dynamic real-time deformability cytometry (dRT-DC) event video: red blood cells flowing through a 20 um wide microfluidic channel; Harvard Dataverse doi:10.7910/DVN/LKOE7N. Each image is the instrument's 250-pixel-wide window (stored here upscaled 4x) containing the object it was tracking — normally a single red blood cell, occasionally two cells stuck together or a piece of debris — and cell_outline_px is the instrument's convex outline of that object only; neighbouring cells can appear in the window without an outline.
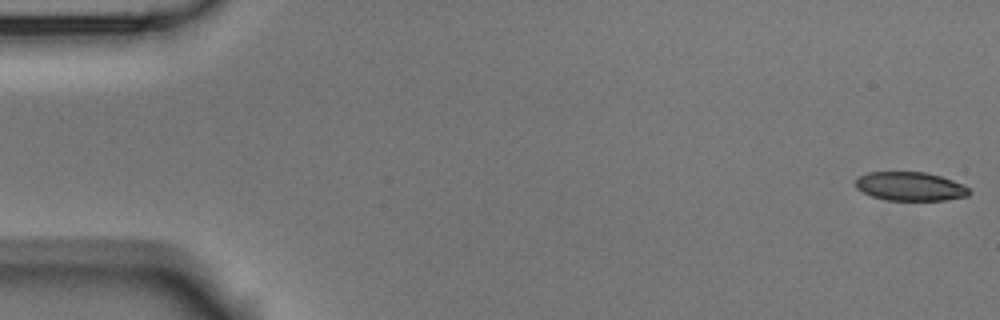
{"species": "Egyptian fruit bat (a non-hibernating species)", "species_latin": "Rousettus aegyptiacus", "temperature_condition": "room temperature", "stored_images_in_passage": 56, "camera_frame_rate_fps": 3000, "um_per_image_px": 0.085, "animal": {"sex": "male"}, "frame": {"image": 1, "passage_image": 1, "time_ms": 0.0, "image_size_px": [1000, 320], "cell_outline_px": [[972, 192], [968, 196], [944, 200], [888, 200], [872, 196], [856, 188], [856, 180], [860, 176], [868, 172], [924, 172], [940, 176], [952, 180], [968, 188]], "centroid_in_image_um": [77.37, 15.84], "position_along_channel_um": 7.6, "area_um2": 18.84}}
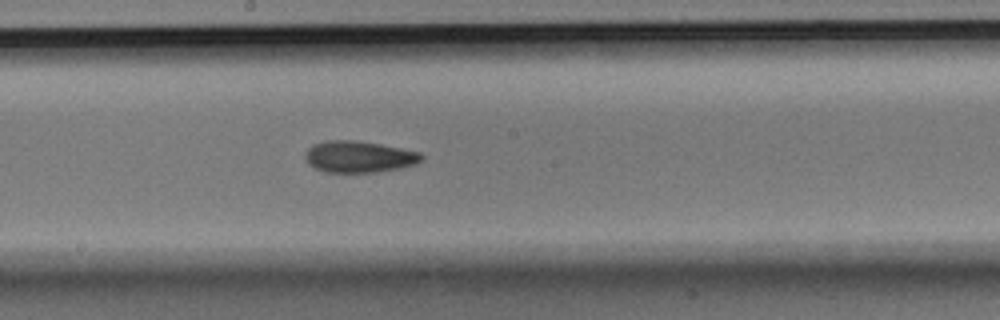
{"frame": {"image": 2, "passage_image": 30, "time_ms": 9.667, "image_size_px": [1000, 320], "cell_outline_px": [[424, 160], [416, 164], [400, 168], [376, 172], [324, 172], [308, 164], [304, 156], [308, 148], [312, 144], [324, 140], [352, 140], [380, 144], [420, 152], [424, 156]], "centroid_in_image_um": [30.51, 13.32], "position_along_channel_um": 217.7, "area_um2": 21.5}}
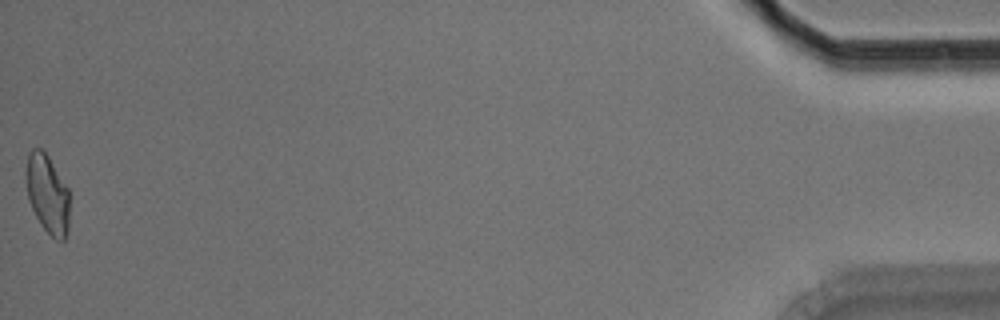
{"frame": {"image": 3, "passage_image": 56, "time_ms": 18.333, "image_size_px": [1000, 320], "cell_outline_px": [[68, 228], [64, 240], [56, 240], [40, 224], [28, 200], [24, 172], [28, 152], [32, 148], [44, 148], [68, 188]], "centroid_in_image_um": [4.0, 16.41], "position_along_channel_um": 431.2, "area_um2": 20.23}, "authors_computed_cell_mechanics": {"area_um2": 20.6346, "velocity_mm_per_s": 3.5845, "shape_relaxation_time_tau1_ms": 9.3015, "shape_relaxation_time_tau2_ms": 7.5093, "deformation_change_tau1": 0.1781, "deformation_change_tau2": 0.1377}}